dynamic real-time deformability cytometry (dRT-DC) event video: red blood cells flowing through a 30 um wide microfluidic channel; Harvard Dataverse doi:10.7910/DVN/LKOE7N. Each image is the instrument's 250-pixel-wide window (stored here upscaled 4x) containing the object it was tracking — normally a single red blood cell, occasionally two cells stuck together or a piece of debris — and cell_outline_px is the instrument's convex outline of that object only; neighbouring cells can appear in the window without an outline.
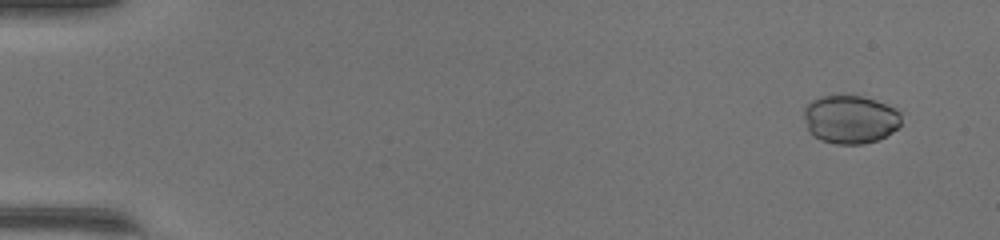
{"species": "common noctule bat (a hibernating species)", "species_latin": "Nyctalus noctula", "temperature_condition": "warm", "stored_images_in_passage": 51, "camera_frame_rate_fps": 3000, "um_per_image_px": 0.085, "animal": {"sex": "female", "body_mass_g": 17.0, "forearm_length_mm": 48.0}, "frame": {"image": 1, "passage_image": 4, "time_ms": 1.0, "image_size_px": [1000, 240], "cell_outline_px": [[900, 124], [892, 132], [876, 140], [864, 144], [836, 144], [820, 140], [808, 128], [804, 116], [804, 108], [812, 100], [820, 96], [852, 92], [876, 100], [896, 108], [900, 112]], "centroid_in_image_um": [72.27, 10.09], "position_along_channel_um": 12.7, "area_um2": 27.86}}
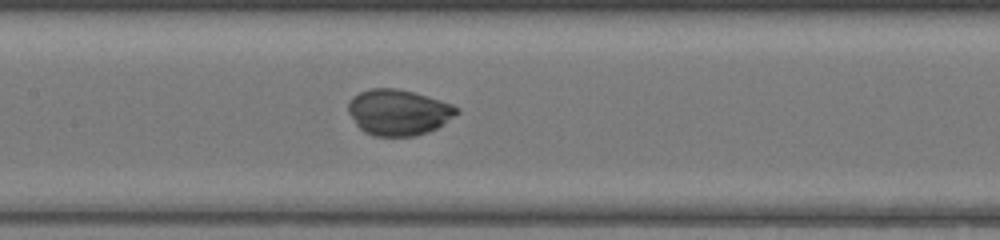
{"frame": {"image": 2, "passage_image": 26, "time_ms": 8.333, "image_size_px": [1000, 240], "cell_outline_px": [[460, 112], [436, 128], [428, 132], [416, 136], [376, 136], [364, 132], [356, 124], [348, 112], [348, 104], [352, 96], [360, 92], [372, 88], [396, 88], [412, 92], [440, 100], [452, 104], [460, 108]], "centroid_in_image_um": [33.86, 9.55], "position_along_channel_um": 173.5, "area_um2": 28.9}}
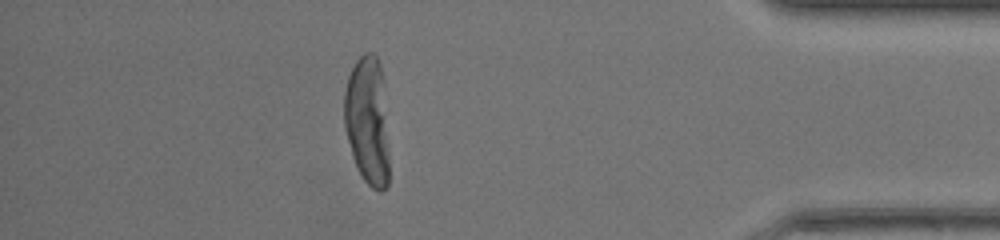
{"frame": {"image": 3, "passage_image": 45, "time_ms": 14.667, "image_size_px": [1000, 240], "cell_outline_px": [[388, 184], [384, 192], [380, 192], [372, 188], [364, 180], [356, 168], [352, 156], [344, 128], [344, 92], [348, 76], [356, 60], [364, 52], [372, 52], [376, 56], [380, 64], [388, 152]], "centroid_in_image_um": [31.2, 10.3], "position_along_channel_um": 404.0, "area_um2": 33.41}, "authors_computed_cell_mechanics": {"area_um2": 29.2468, "velocity_mm_per_s": 4.254, "shape_relaxation_time_tau1_ms": 4.9309, "shape_relaxation_time_tau2_ms": null, "deformation_change_tau1": 0.1459, "deformation_change_tau2": null}}